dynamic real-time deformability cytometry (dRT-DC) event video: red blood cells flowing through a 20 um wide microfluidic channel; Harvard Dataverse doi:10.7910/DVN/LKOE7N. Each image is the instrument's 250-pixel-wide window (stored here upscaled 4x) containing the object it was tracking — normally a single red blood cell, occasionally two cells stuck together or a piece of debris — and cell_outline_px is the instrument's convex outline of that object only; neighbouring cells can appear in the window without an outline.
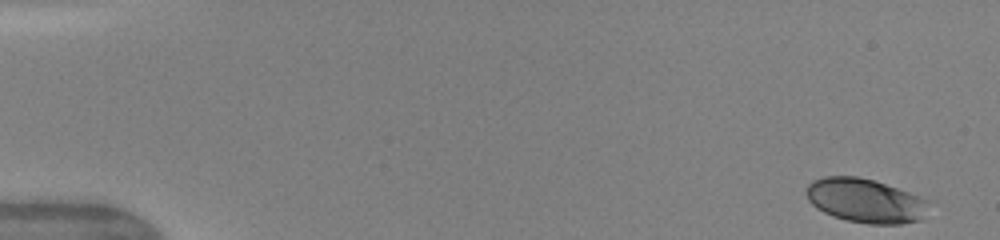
{"species": "human", "species_latin": "Homo sapiens", "temperature_condition": "warm", "stored_images_in_passage": 48, "camera_frame_rate_fps": 3000, "um_per_image_px": 0.085, "donor": {"sex": "female"}, "frame": {"image": 1, "passage_image": 1, "time_ms": 0.0, "image_size_px": [1000, 240], "cell_outline_px": [[932, 200], [920, 220], [900, 224], [868, 224], [844, 220], [832, 216], [816, 208], [808, 200], [804, 192], [808, 184], [812, 180], [824, 176], [856, 176], [872, 180]], "centroid_in_image_um": [73.53, 17.06], "position_along_channel_um": 11.5, "area_um2": 31.67}}
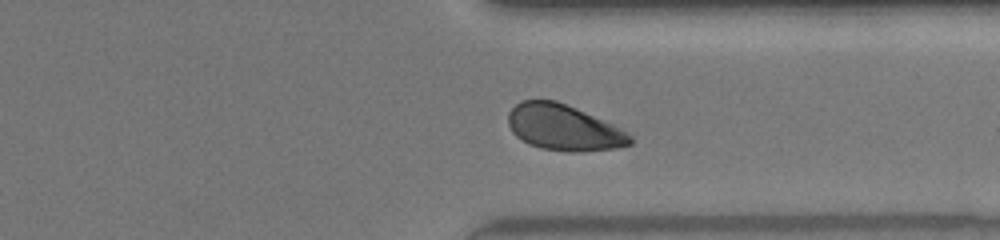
{"frame": {"image": 2, "passage_image": 37, "time_ms": 12.0, "image_size_px": [1000, 240], "cell_outline_px": [[632, 144], [616, 148], [580, 152], [568, 152], [540, 148], [528, 144], [516, 136], [512, 132], [508, 124], [508, 112], [520, 100], [556, 100], [612, 124], [620, 128], [632, 136]], "centroid_in_image_um": [47.89, 10.86], "position_along_channel_um": 363.5, "area_um2": 32.54}}
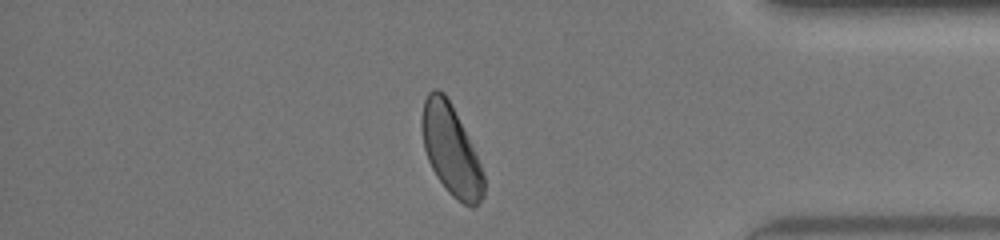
{"frame": {"image": 3, "passage_image": 41, "time_ms": 13.333, "image_size_px": [1000, 240], "cell_outline_px": [[484, 196], [472, 208], [464, 204], [452, 196], [448, 192], [436, 176], [428, 160], [424, 148], [420, 128], [420, 116], [424, 100], [428, 92], [432, 88], [436, 88], [444, 92], [476, 152], [484, 176]], "centroid_in_image_um": [38.3, 12.74], "position_along_channel_um": 396.9, "area_um2": 32.54}, "authors_computed_cell_mechanics": {"area_um2": 33.2061, "velocity_mm_per_s": 4.1643, "shape_relaxation_time_tau1_ms": 2.763, "shape_relaxation_time_tau2_ms": 1.1288, "deformation_change_tau1": 0.1261, "deformation_change_tau2": 0.052}}